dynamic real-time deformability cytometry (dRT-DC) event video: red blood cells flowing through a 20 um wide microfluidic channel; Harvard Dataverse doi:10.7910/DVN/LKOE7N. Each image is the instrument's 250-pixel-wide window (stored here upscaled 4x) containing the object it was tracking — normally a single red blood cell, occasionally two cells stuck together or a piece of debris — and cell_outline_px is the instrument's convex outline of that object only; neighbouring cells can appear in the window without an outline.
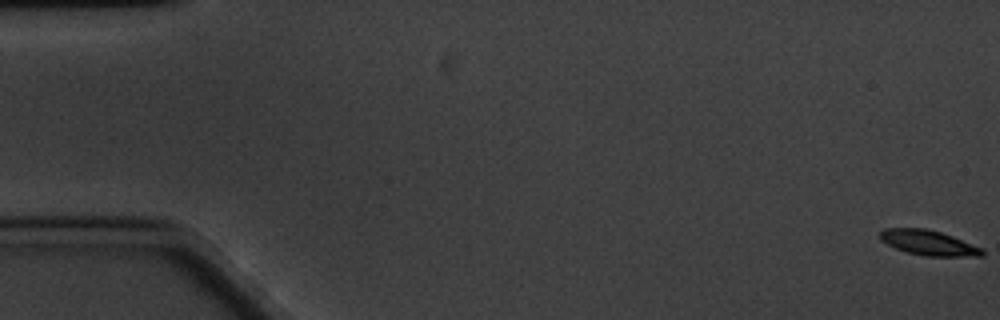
{"species": "common noctule bat (a hibernating species)", "species_latin": "Nyctalus noctula", "temperature_condition": "cold", "stored_images_in_passage": 63, "camera_frame_rate_fps": 3000, "um_per_image_px": 0.085, "animal": {"sex": "male", "body_mass_g": 20.1, "forearm_length_mm": 53.5}, "frame": {"image": 1, "passage_image": 1, "time_ms": 0.0, "image_size_px": [1000, 320], "cell_outline_px": [[984, 256], [924, 256], [908, 252], [896, 248], [880, 240], [880, 232], [884, 228], [924, 228], [940, 232], [952, 236], [980, 248], [984, 252]], "centroid_in_image_um": [78.89, 20.63], "position_along_channel_um": 6.1, "area_um2": 14.62}}
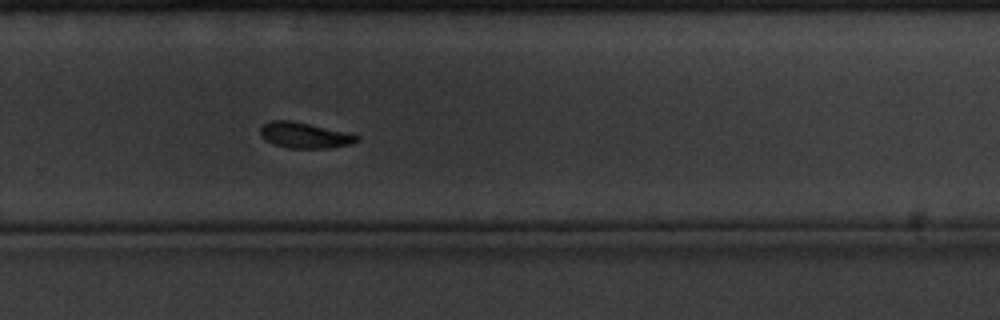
{"frame": {"image": 2, "passage_image": 42, "time_ms": 13.667, "image_size_px": [1000, 320], "cell_outline_px": [[360, 140], [352, 144], [332, 148], [288, 148], [272, 144], [264, 140], [260, 136], [260, 128], [264, 124], [272, 120], [292, 120], [352, 132], [360, 136]], "centroid_in_image_um": [25.95, 11.49], "position_along_channel_um": 303.9, "area_um2": 15.03}}
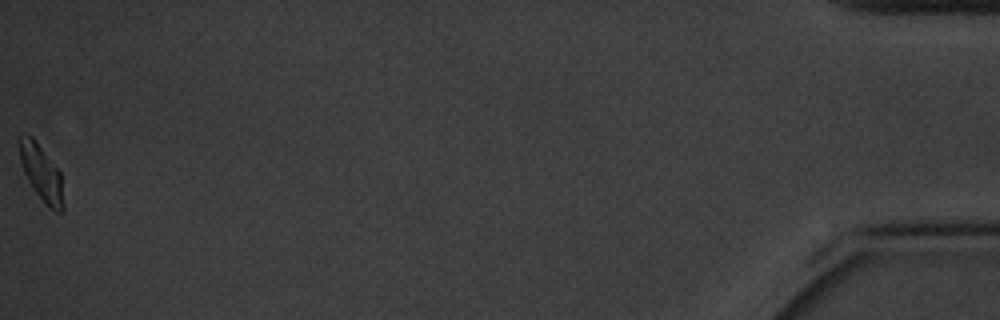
{"frame": {"image": 3, "passage_image": 63, "time_ms": 20.667, "image_size_px": [1000, 320], "cell_outline_px": [[64, 208], [60, 212], [56, 212], [32, 188], [24, 172], [20, 160], [20, 136], [24, 132], [32, 136], [60, 172], [64, 204]], "centroid_in_image_um": [3.52, 14.67], "position_along_channel_um": 431.7, "area_um2": 13.87}, "authors_computed_cell_mechanics": {"area_um2": 15.2014, "velocity_mm_per_s": 3.2355, "shape_relaxation_time_tau1_ms": 2.0068, "shape_relaxation_time_tau2_ms": null, "deformation_change_tau1": 0.1246, "deformation_change_tau2": null}}